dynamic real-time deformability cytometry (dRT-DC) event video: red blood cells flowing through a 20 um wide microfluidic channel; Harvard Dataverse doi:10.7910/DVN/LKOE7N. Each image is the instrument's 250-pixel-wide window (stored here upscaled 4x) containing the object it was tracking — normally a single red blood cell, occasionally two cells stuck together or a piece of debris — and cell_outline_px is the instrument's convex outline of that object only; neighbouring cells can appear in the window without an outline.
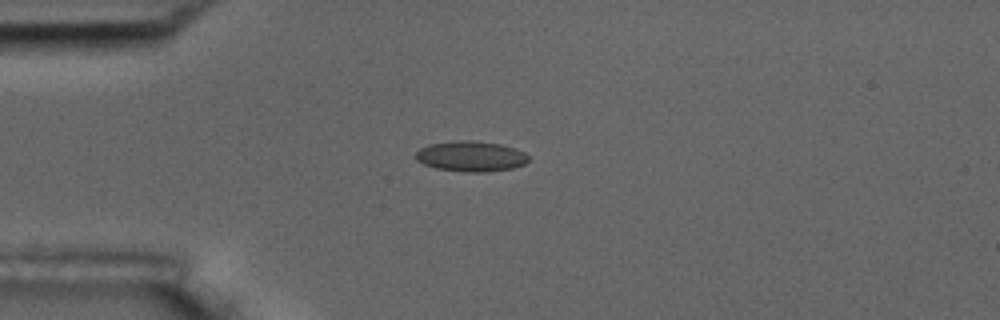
{"species": "common noctule bat (a hibernating species)", "species_latin": "Nyctalus noctula", "temperature_condition": "room temperature", "stored_images_in_passage": 15, "camera_frame_rate_fps": 3000, "um_per_image_px": 0.085, "animal": {"sex": "male", "body_mass_g": 17.5, "forearm_length_mm": 52.3}, "frame": {"image": 1, "passage_image": 3, "time_ms": 2.333, "image_size_px": [1000, 320], "cell_outline_px": [[528, 160], [524, 164], [512, 168], [488, 172], [464, 172], [436, 168], [424, 164], [416, 160], [416, 152], [420, 148], [428, 144], [460, 140], [472, 140], [500, 144], [516, 148], [524, 152], [528, 156]], "centroid_in_image_um": [40.02, 13.28], "position_along_channel_um": 45.0, "area_um2": 20.06}}
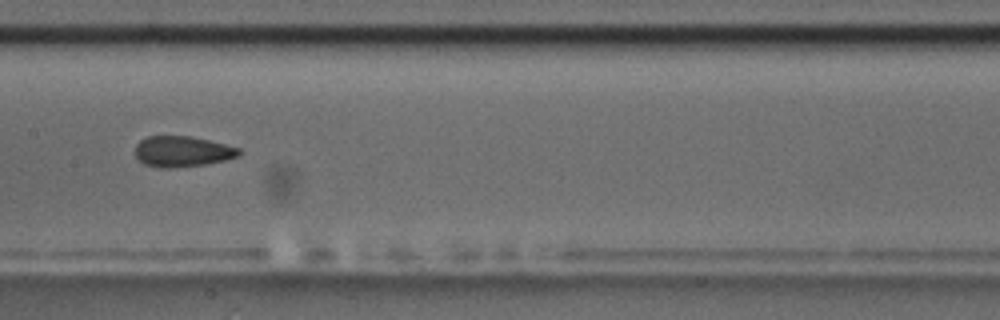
{"frame": {"image": 2, "passage_image": 7, "time_ms": 7.0, "image_size_px": [1000, 320], "cell_outline_px": [[240, 156], [224, 160], [204, 164], [172, 168], [160, 168], [144, 164], [136, 156], [136, 144], [140, 140], [148, 136], [192, 136], [240, 148]], "centroid_in_image_um": [15.49, 12.87], "position_along_channel_um": 191.9, "area_um2": 18.5}}
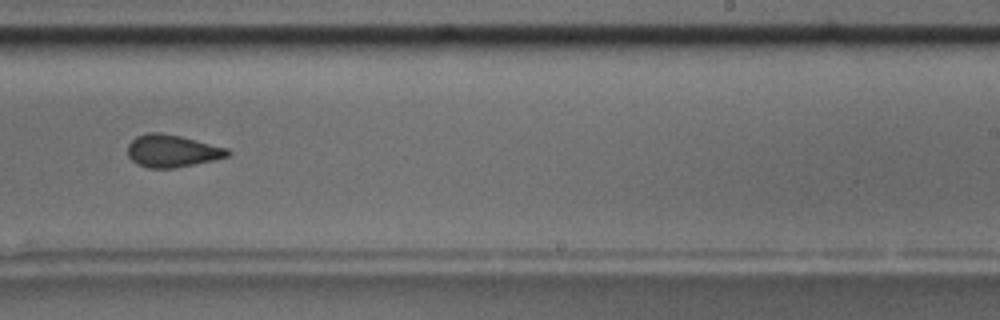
{"frame": {"image": 3, "passage_image": 9, "time_ms": 9.333, "image_size_px": [1000, 320], "cell_outline_px": [[232, 152], [228, 156], [212, 160], [172, 168], [148, 168], [136, 164], [128, 156], [128, 144], [136, 136], [148, 132], [160, 132], [180, 136], [228, 148]], "centroid_in_image_um": [14.6, 12.82], "position_along_channel_um": 274.4, "area_um2": 18.79}, "authors_computed_cell_mechanics": {"area_um2": 19.1896, "velocity_mm_per_s": 3.5491, "shape_relaxation_time_tau1_ms": 6.1645, "shape_relaxation_time_tau2_ms": 2.2855, "deformation_change_tau1": 0.1103, "deformation_change_tau2": 0.0845}}